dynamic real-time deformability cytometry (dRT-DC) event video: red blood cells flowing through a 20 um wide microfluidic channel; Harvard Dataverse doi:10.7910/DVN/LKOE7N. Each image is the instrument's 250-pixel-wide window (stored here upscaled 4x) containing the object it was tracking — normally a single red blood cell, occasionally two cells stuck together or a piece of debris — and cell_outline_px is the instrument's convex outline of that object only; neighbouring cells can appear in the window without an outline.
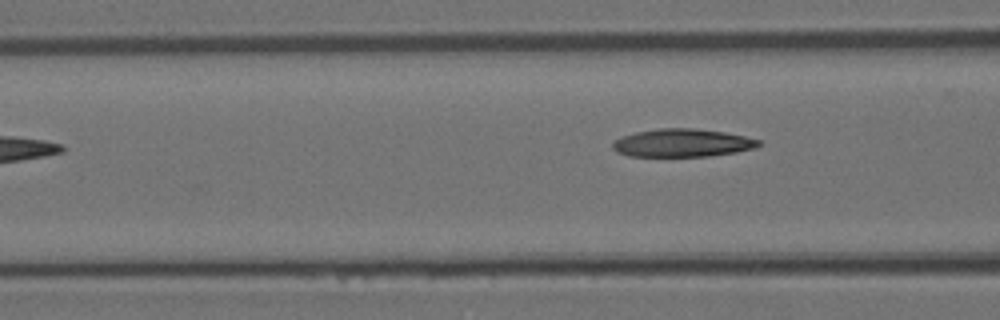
{"species": "Egyptian fruit bat (a non-hibernating species)", "species_latin": "Rousettus aegyptiacus", "temperature_condition": "room temperature", "stored_images_in_passage": 5, "camera_frame_rate_fps": 3000, "um_per_image_px": 0.085, "animal": {"sex": "female"}, "frame": {"image": 1, "passage_image": 5, "time_ms": 1.333, "image_size_px": [1000, 320], "cell_outline_px": [[760, 144], [752, 148], [736, 152], [708, 156], [628, 156], [616, 152], [612, 148], [612, 144], [616, 140], [624, 136], [636, 132], [656, 128], [692, 128], [724, 132], [744, 136], [760, 140]], "centroid_in_image_um": [57.96, 12.15], "position_along_channel_um": 108.6, "area_um2": 23.64}}